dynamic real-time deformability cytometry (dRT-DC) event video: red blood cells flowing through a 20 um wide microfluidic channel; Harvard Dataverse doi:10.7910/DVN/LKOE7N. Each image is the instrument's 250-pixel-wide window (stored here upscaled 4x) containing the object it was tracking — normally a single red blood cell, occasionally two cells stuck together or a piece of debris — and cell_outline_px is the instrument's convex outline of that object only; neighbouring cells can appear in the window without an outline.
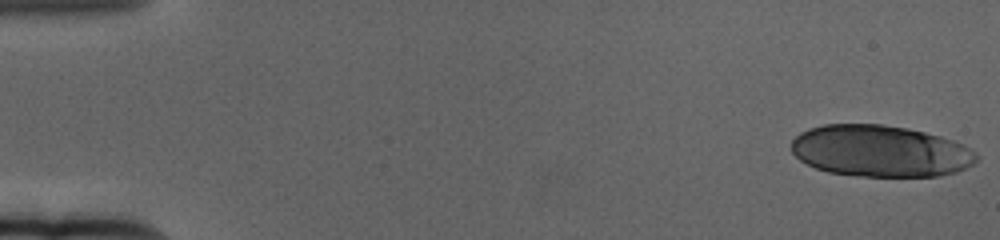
{"species": "human", "species_latin": "Homo sapiens", "temperature_condition": "cold", "stored_images_in_passage": 61, "camera_frame_rate_fps": 3000, "um_per_image_px": 0.085, "donor": {"sex": "female"}, "frame": {"image": 1, "passage_image": 1, "time_ms": 0.0, "image_size_px": [1000, 240], "cell_outline_px": [[980, 156], [972, 164], [956, 172], [936, 176], [860, 176], [828, 172], [816, 168], [800, 160], [792, 152], [792, 140], [800, 132], [808, 128], [824, 124], [880, 124], [908, 128], [940, 136], [964, 144], [976, 152]], "centroid_in_image_um": [74.82, 12.83], "position_along_channel_um": 10.2, "area_um2": 55.72}}
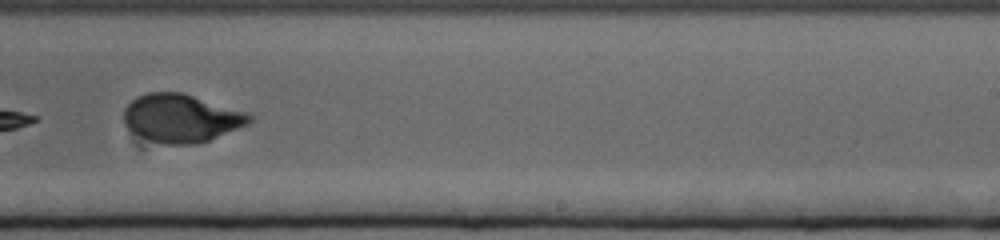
{"frame": {"image": 2, "passage_image": 39, "time_ms": 12.667, "image_size_px": [1000, 240], "cell_outline_px": [[252, 120], [248, 124], [208, 140], [196, 144], [164, 144], [152, 140], [132, 132], [124, 124], [124, 108], [136, 96], [148, 92], [180, 92], [244, 112], [252, 116]], "centroid_in_image_um": [15.35, 10.04], "position_along_channel_um": 273.7, "area_um2": 34.62}}
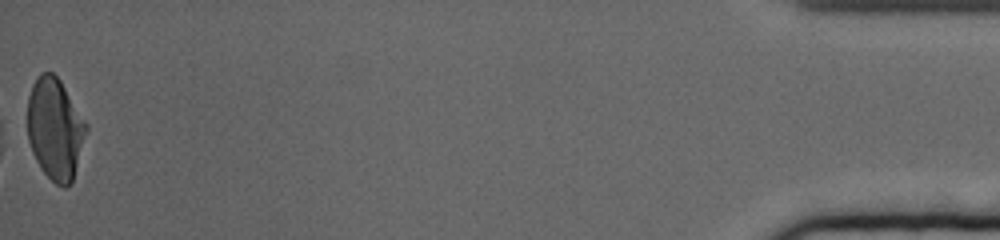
{"frame": {"image": 3, "passage_image": 61, "time_ms": 20.0, "image_size_px": [1000, 240], "cell_outline_px": [[88, 128], [72, 180], [64, 188], [56, 184], [40, 168], [32, 152], [28, 140], [28, 96], [32, 84], [36, 76], [40, 72], [52, 72], [60, 80], [88, 124]], "centroid_in_image_um": [4.67, 10.91], "position_along_channel_um": 430.5, "area_um2": 34.68}, "authors_computed_cell_mechanics": {"area_um2": 35.6626, "velocity_mm_per_s": 3.3496, "shape_relaxation_time_tau1_ms": 4.1228, "shape_relaxation_time_tau2_ms": 0.9546, "deformation_change_tau1": 0.1667, "deformation_change_tau2": 0.0487}}